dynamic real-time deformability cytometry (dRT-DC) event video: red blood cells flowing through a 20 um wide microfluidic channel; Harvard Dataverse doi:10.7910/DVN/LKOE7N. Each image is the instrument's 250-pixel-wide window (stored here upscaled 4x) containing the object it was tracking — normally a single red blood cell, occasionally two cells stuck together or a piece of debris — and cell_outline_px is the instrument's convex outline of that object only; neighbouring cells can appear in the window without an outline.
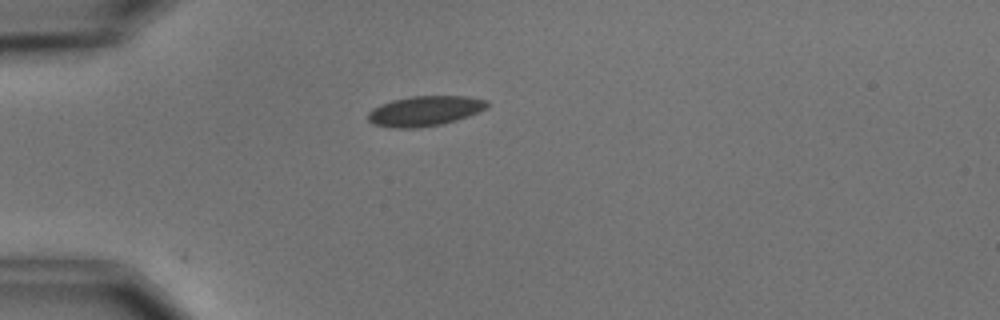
{"species": "common noctule bat (a hibernating species)", "species_latin": "Nyctalus noctula", "temperature_condition": "cold", "stored_images_in_passage": 1, "camera_frame_rate_fps": 3000, "um_per_image_px": 0.085, "animal": {"sex": "male", "body_mass_g": 15.6}, "frame": {"image": 1, "passage_image": 1, "time_ms": 0.0, "image_size_px": [1000, 320], "cell_outline_px": [[488, 104], [484, 108], [468, 116], [456, 120], [440, 124], [416, 128], [396, 128], [376, 124], [368, 120], [368, 112], [372, 108], [380, 104], [392, 100], [412, 96], [468, 96], [488, 100]], "centroid_in_image_um": [36.09, 9.42], "position_along_channel_um": 48.9, "area_um2": 20.63}}